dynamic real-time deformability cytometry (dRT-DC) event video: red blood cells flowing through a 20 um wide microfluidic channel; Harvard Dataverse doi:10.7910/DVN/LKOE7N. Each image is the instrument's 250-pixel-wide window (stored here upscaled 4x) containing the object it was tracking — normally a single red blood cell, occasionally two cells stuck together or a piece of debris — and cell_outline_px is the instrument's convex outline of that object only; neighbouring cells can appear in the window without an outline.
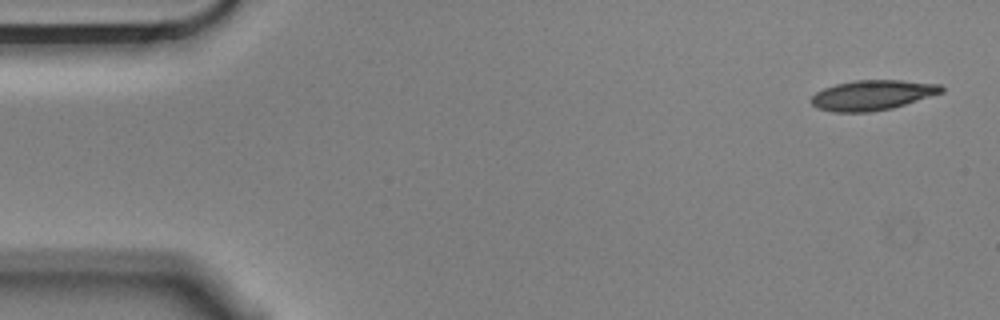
{"species": "Egyptian fruit bat (a non-hibernating species)", "species_latin": "Rousettus aegyptiacus", "temperature_condition": "cold", "stored_images_in_passage": 8, "camera_frame_rate_fps": 3000, "um_per_image_px": 0.085, "animal": {"sex": "male"}, "frame": {"image": 1, "passage_image": 1, "time_ms": 0.0, "image_size_px": [1000, 320], "cell_outline_px": [[944, 92], [892, 108], [868, 112], [832, 112], [816, 108], [808, 100], [816, 92], [824, 88], [836, 84], [856, 80], [900, 80], [940, 84], [944, 88]], "centroid_in_image_um": [74.12, 8.09], "position_along_channel_um": 10.9, "area_um2": 22.83}}
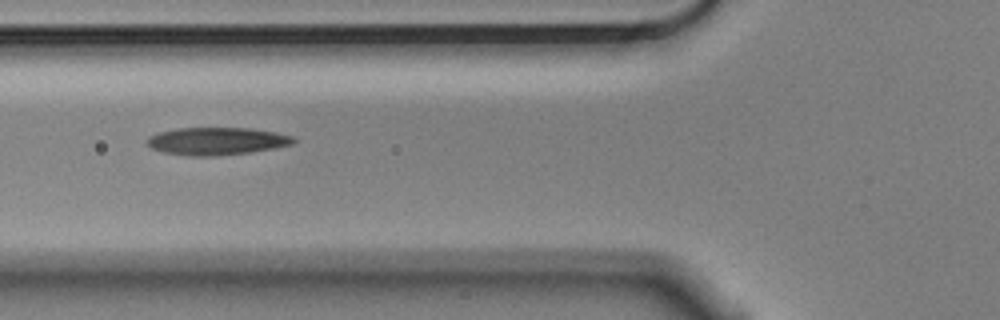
{"frame": {"image": 2, "passage_image": 6, "time_ms": 1.667, "image_size_px": [1000, 320], "cell_outline_px": [[296, 140], [292, 144], [272, 148], [248, 152], [212, 156], [188, 156], [164, 152], [152, 148], [144, 140], [148, 136], [156, 132], [176, 128], [252, 128], [276, 132], [292, 136]], "centroid_in_image_um": [18.36, 11.98], "position_along_channel_um": 107.4, "area_um2": 23.52}}
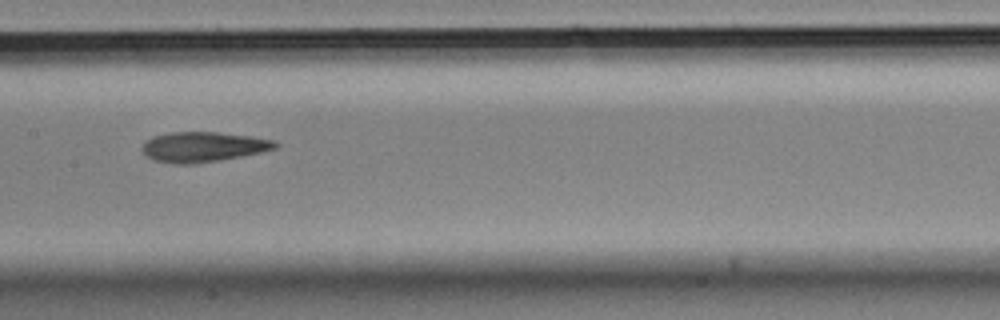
{"frame": {"image": 3, "passage_image": 8, "time_ms": 2.333, "image_size_px": [1000, 320], "cell_outline_px": [[280, 144], [276, 148], [260, 152], [220, 160], [192, 164], [172, 164], [152, 160], [144, 156], [140, 148], [152, 136], [172, 132], [216, 132], [252, 136], [276, 140]], "centroid_in_image_um": [17.24, 12.49], "position_along_channel_um": 190.2, "area_um2": 23.52}}